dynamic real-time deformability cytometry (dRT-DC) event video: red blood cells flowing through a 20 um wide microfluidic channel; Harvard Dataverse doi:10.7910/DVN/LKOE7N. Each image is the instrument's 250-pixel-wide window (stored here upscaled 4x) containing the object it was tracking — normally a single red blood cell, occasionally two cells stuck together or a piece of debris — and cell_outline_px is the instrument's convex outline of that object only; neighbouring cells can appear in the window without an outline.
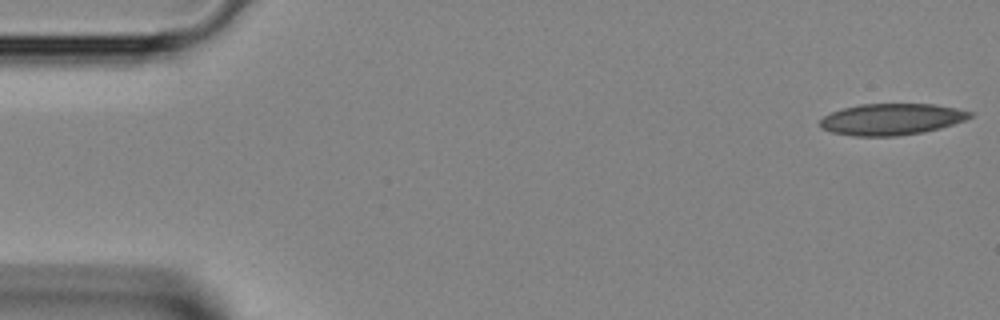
{"species": "Egyptian fruit bat (a non-hibernating species)", "species_latin": "Rousettus aegyptiacus", "temperature_condition": "room temperature", "stored_images_in_passage": 42, "camera_frame_rate_fps": 3000, "um_per_image_px": 0.085, "animal": {"sex": "female"}, "frame": {"image": 1, "passage_image": 1, "time_ms": 0.0, "image_size_px": [1000, 320], "cell_outline_px": [[972, 116], [964, 120], [940, 128], [924, 132], [896, 136], [852, 136], [832, 132], [820, 128], [820, 120], [824, 116], [832, 112], [844, 108], [860, 104], [932, 104], [956, 108], [972, 112]], "centroid_in_image_um": [75.76, 10.14], "position_along_channel_um": 9.2, "area_um2": 27.34}}
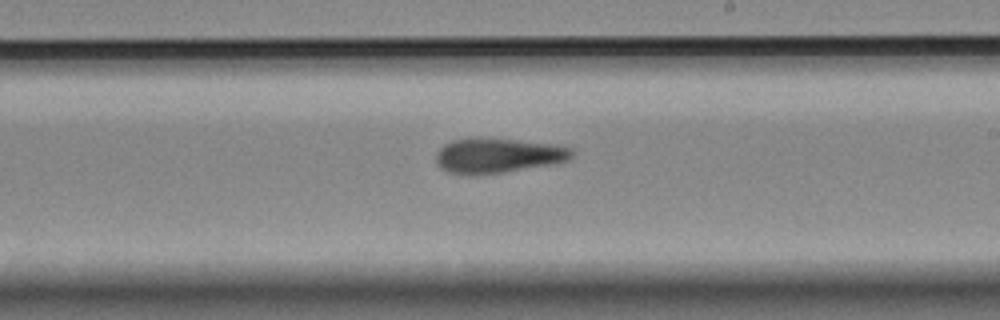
{"frame": {"image": 2, "passage_image": 24, "time_ms": 7.667, "image_size_px": [1000, 320], "cell_outline_px": [[572, 156], [568, 160], [552, 164], [504, 172], [476, 176], [472, 176], [448, 172], [440, 168], [436, 164], [436, 152], [444, 144], [452, 140], [472, 136], [480, 136], [556, 144], [572, 148]], "centroid_in_image_um": [42.26, 13.21], "position_along_channel_um": 246.7, "area_um2": 28.32}}
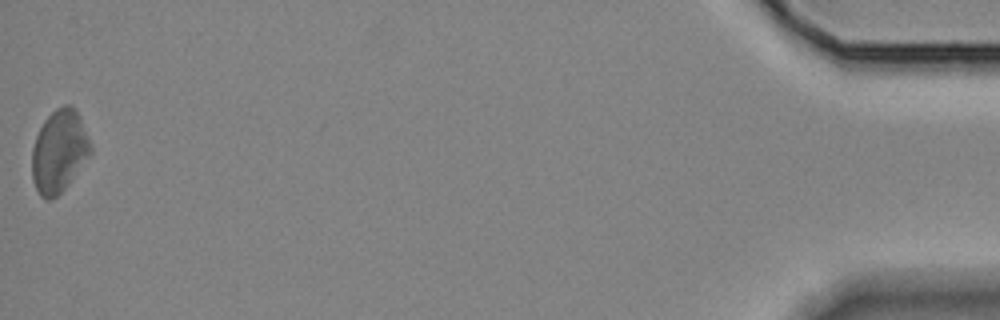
{"frame": {"image": 3, "passage_image": 42, "time_ms": 13.667, "image_size_px": [1000, 320], "cell_outline_px": [[92, 152], [68, 184], [56, 196], [48, 200], [40, 196], [32, 180], [32, 148], [36, 136], [44, 120], [56, 108], [64, 104], [72, 104], [80, 116], [92, 148]], "centroid_in_image_um": [5.02, 12.83], "position_along_channel_um": 430.2, "area_um2": 28.03}}